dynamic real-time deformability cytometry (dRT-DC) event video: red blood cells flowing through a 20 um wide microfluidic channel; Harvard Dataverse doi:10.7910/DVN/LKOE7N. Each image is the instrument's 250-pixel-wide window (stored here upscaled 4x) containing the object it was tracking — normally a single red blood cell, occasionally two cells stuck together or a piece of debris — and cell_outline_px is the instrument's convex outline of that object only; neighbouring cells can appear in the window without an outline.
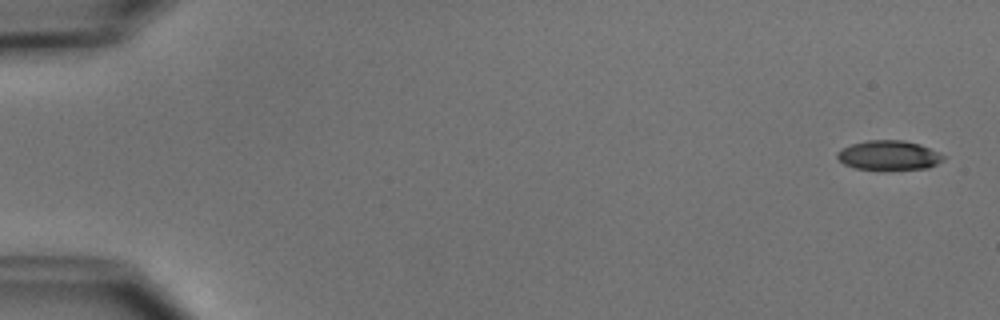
{"species": "common noctule bat (a hibernating species)", "species_latin": "Nyctalus noctula", "temperature_condition": "cold", "stored_images_in_passage": 4, "camera_frame_rate_fps": 3000, "um_per_image_px": 0.085, "animal": {"sex": "male", "body_mass_g": 15.6}, "frame": {"image": 1, "passage_image": 1, "time_ms": 0.0, "image_size_px": [1000, 320], "cell_outline_px": [[944, 160], [928, 168], [884, 172], [856, 168], [844, 164], [836, 156], [836, 152], [840, 148], [852, 144], [868, 140], [904, 140], [920, 144], [944, 156]], "centroid_in_image_um": [75.52, 13.24], "position_along_channel_um": 9.5, "area_um2": 18.79}}